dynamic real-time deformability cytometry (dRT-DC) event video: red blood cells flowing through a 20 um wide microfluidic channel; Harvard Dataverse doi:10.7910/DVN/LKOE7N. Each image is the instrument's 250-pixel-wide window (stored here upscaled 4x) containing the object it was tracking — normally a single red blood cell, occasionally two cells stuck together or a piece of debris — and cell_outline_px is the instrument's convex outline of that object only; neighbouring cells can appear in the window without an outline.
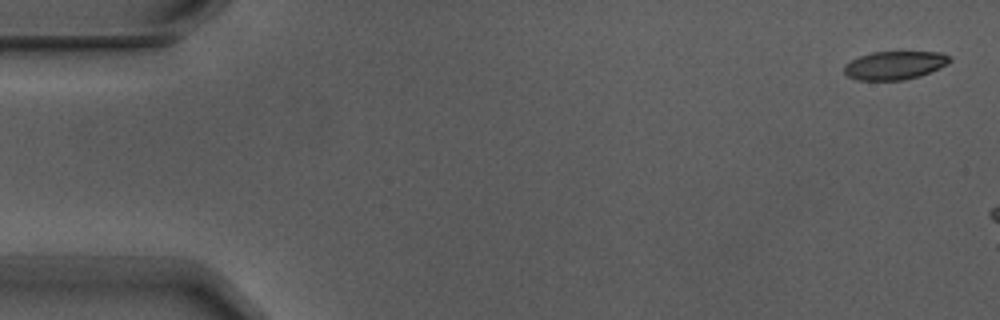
{"species": "Egyptian fruit bat (a non-hibernating species)", "species_latin": "Rousettus aegyptiacus", "temperature_condition": "warm", "stored_images_in_passage": 5, "camera_frame_rate_fps": 3000, "um_per_image_px": 0.085, "animal": {"sex": "male"}, "frame": {"image": 1, "passage_image": 1, "time_ms": 0.0, "image_size_px": [1000, 320], "cell_outline_px": [[952, 60], [948, 64], [920, 76], [904, 80], [856, 80], [848, 76], [844, 72], [844, 64], [860, 56], [872, 52], [940, 52], [952, 56]], "centroid_in_image_um": [76.07, 5.55], "position_along_channel_um": 8.9, "area_um2": 17.51}}